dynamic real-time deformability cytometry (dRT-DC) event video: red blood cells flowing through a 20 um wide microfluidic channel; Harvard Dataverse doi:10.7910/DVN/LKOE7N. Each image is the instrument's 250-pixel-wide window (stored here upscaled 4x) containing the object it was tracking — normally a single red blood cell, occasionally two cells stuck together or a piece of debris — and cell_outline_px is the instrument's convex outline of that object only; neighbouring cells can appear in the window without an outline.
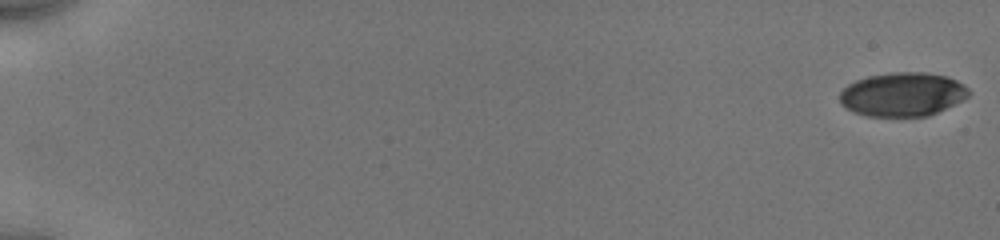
{"species": "human", "species_latin": "Homo sapiens", "temperature_condition": "cold", "stored_images_in_passage": 43, "camera_frame_rate_fps": 3000, "um_per_image_px": 0.085, "donor": {"sex": "male"}, "frame": {"image": 1, "passage_image": 1, "time_ms": 0.0, "image_size_px": [1000, 240], "cell_outline_px": [[972, 92], [968, 96], [928, 116], [868, 116], [852, 112], [840, 104], [840, 92], [848, 84], [856, 80], [868, 76], [892, 72], [924, 72], [948, 76], [964, 84]], "centroid_in_image_um": [76.7, 8.01], "position_along_channel_um": 8.3, "area_um2": 32.95}}
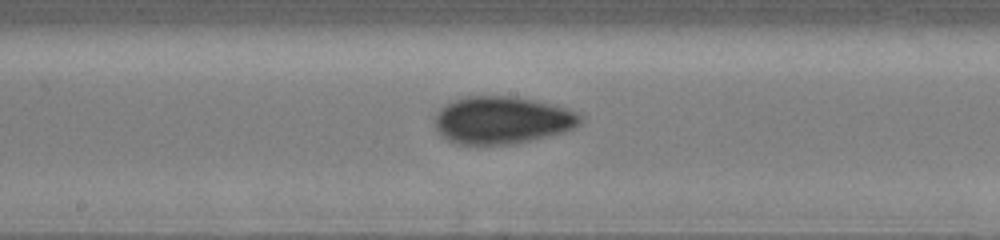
{"frame": {"image": 2, "passage_image": 25, "time_ms": 10.0, "image_size_px": [1000, 240], "cell_outline_px": [[584, 120], [576, 128], [564, 132], [512, 144], [456, 144], [448, 140], [436, 128], [432, 120], [436, 112], [440, 108], [456, 100], [468, 96], [516, 96], [536, 100], [564, 108], [576, 112], [584, 116]], "centroid_in_image_um": [42.69, 10.21], "position_along_channel_um": 205.5, "area_um2": 40.29}}
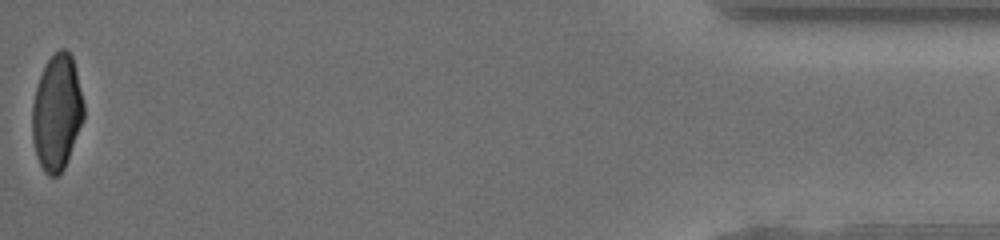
{"frame": {"image": 3, "passage_image": 43, "time_ms": 17.667, "image_size_px": [1000, 240], "cell_outline_px": [[84, 120], [64, 168], [56, 176], [48, 176], [44, 172], [36, 156], [32, 140], [32, 104], [36, 88], [40, 76], [48, 60], [60, 48], [64, 48], [72, 56], [84, 104]], "centroid_in_image_um": [4.83, 9.59], "position_along_channel_um": 430.4, "area_um2": 34.62}, "authors_computed_cell_mechanics": {"area_um2": 36.3562, "velocity_mm_per_s": 3.9707, "shape_relaxation_time_tau1_ms": 3.0095, "shape_relaxation_time_tau2_ms": 1.309, "deformation_change_tau1": 0.1168, "deformation_change_tau2": 0.0523}}